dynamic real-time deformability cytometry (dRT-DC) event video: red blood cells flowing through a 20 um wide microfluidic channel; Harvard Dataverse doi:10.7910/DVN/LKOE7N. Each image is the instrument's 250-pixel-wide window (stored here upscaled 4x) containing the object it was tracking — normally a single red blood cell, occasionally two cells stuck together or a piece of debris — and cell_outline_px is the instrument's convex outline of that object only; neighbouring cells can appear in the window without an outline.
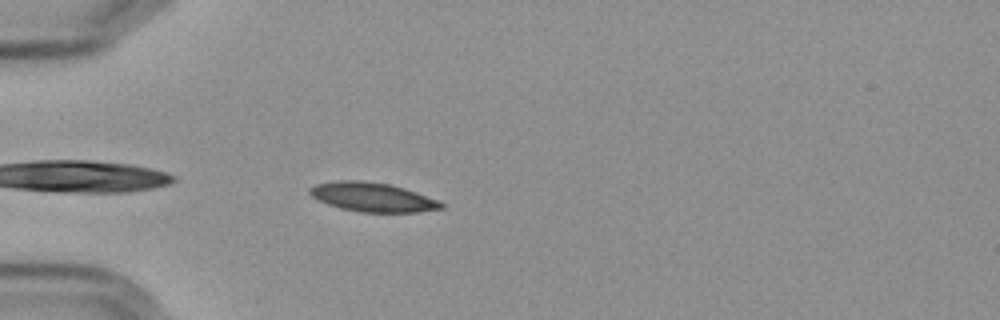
{"species": "Egyptian fruit bat (a non-hibernating species)", "species_latin": "Rousettus aegyptiacus", "temperature_condition": "cold", "stored_images_in_passage": 6, "camera_frame_rate_fps": 3000, "um_per_image_px": 0.085, "frame": {"image": 1, "passage_image": 5, "time_ms": 4.667, "image_size_px": [1000, 320], "cell_outline_px": [[444, 208], [420, 212], [360, 212], [340, 208], [316, 200], [308, 192], [308, 188], [316, 184], [336, 180], [360, 180], [388, 184], [404, 188], [440, 200], [444, 204]], "centroid_in_image_um": [31.66, 16.76], "position_along_channel_um": 53.3, "area_um2": 22.48}}